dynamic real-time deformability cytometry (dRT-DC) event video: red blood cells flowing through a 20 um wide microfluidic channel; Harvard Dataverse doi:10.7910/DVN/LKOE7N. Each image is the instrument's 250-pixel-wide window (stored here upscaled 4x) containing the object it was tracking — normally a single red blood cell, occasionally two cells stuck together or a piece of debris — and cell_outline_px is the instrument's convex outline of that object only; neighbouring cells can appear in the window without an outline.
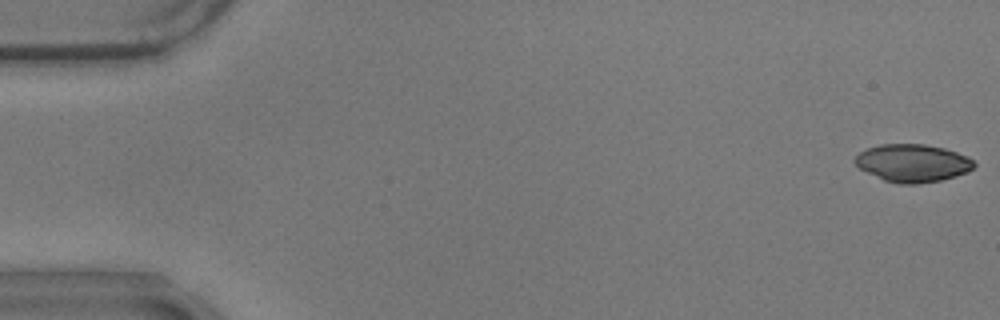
{"species": "common noctule bat (a hibernating species)", "species_latin": "Nyctalus noctula", "temperature_condition": "warm", "stored_images_in_passage": 57, "camera_frame_rate_fps": 3000, "um_per_image_px": 0.085, "animal": {"sex": "male", "body_mass_g": 17.9}, "frame": {"image": 1, "passage_image": 1, "time_ms": 0.0, "image_size_px": [1000, 320], "cell_outline_px": [[976, 164], [972, 168], [964, 172], [940, 180], [916, 184], [900, 184], [884, 180], [860, 168], [852, 160], [860, 152], [868, 148], [880, 144], [924, 144], [944, 148], [968, 156]], "centroid_in_image_um": [77.55, 13.85], "position_along_channel_um": 7.5, "area_um2": 25.84}}
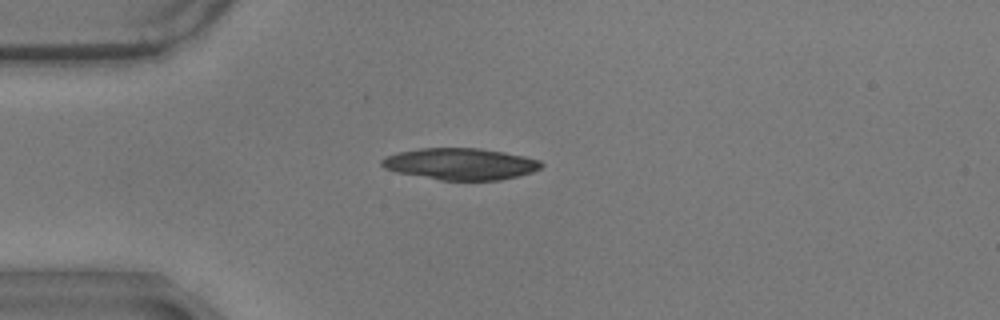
{"frame": {"image": 2, "passage_image": 15, "time_ms": 4.667, "image_size_px": [1000, 320], "cell_outline_px": [[544, 164], [540, 168], [532, 172], [500, 180], [440, 180], [396, 172], [384, 168], [380, 164], [380, 160], [384, 156], [396, 152], [420, 148], [480, 148], [504, 152], [524, 156], [540, 160]], "centroid_in_image_um": [39.1, 13.93], "position_along_channel_um": 45.9, "area_um2": 29.54}}
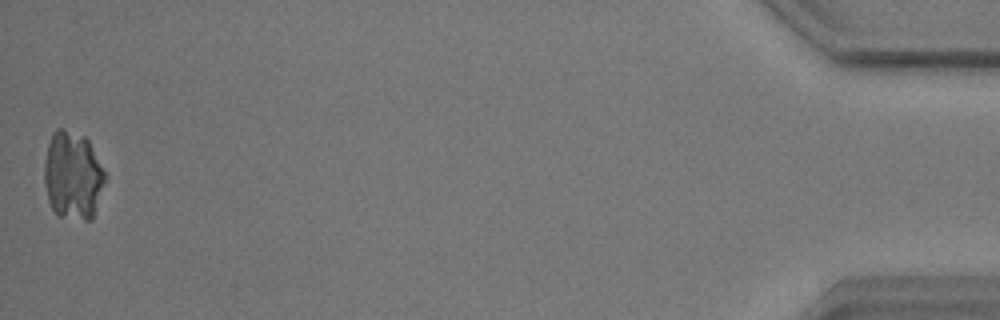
{"frame": {"image": 3, "passage_image": 57, "time_ms": 18.667, "image_size_px": [1000, 320], "cell_outline_px": [[108, 176], [92, 220], [84, 220], [56, 216], [48, 200], [44, 180], [44, 160], [48, 144], [52, 132], [56, 128], [60, 128], [84, 136], [88, 140]], "centroid_in_image_um": [6.2, 14.94], "position_along_channel_um": 429.0, "area_um2": 31.67}}